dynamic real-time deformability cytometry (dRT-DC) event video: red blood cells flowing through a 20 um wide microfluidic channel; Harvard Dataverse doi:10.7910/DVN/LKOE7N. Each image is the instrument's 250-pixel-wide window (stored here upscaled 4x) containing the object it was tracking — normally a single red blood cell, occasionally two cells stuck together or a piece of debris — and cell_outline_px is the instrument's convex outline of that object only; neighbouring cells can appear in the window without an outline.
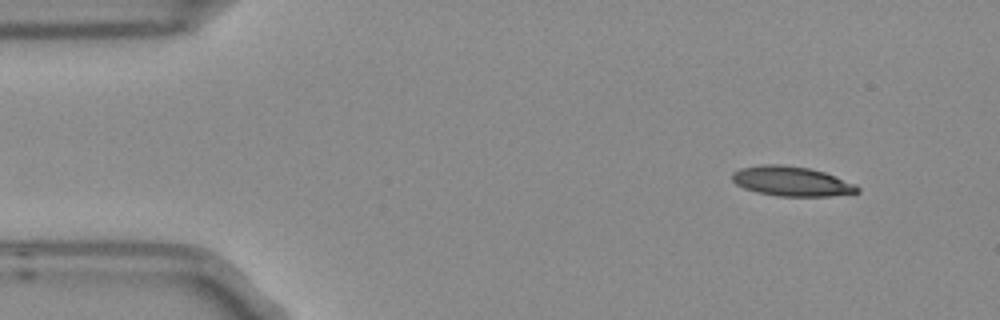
{"species": "Egyptian fruit bat (a non-hibernating species)", "species_latin": "Rousettus aegyptiacus", "temperature_condition": "room temperature", "stored_images_in_passage": 7, "camera_frame_rate_fps": 3000, "um_per_image_px": 0.085, "frame": {"image": 1, "passage_image": 1, "time_ms": 0.0, "image_size_px": [1000, 320], "cell_outline_px": [[860, 192], [828, 196], [780, 196], [756, 192], [744, 188], [736, 184], [732, 180], [732, 172], [740, 168], [764, 164], [780, 164], [808, 168], [824, 172], [856, 184], [860, 188]], "centroid_in_image_um": [67.27, 15.41], "position_along_channel_um": 17.7, "area_um2": 21.62}}
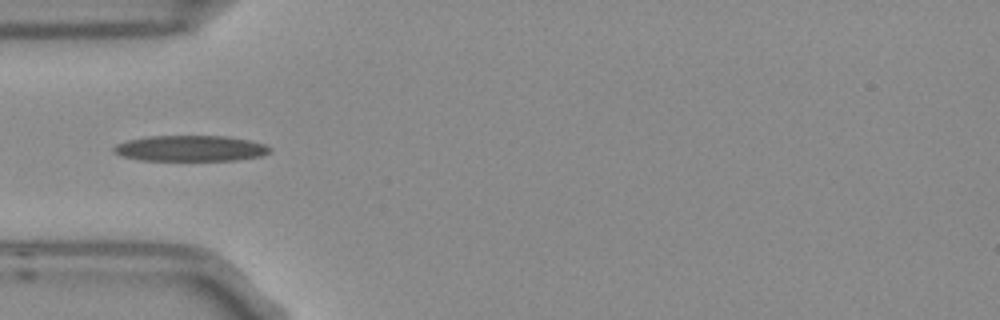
{"frame": {"image": 2, "passage_image": 4, "time_ms": 1.0, "image_size_px": [1000, 320], "cell_outline_px": [[272, 152], [260, 156], [236, 160], [140, 160], [120, 156], [112, 152], [112, 148], [116, 144], [128, 140], [148, 136], [228, 136], [248, 140], [264, 144], [272, 148]], "centroid_in_image_um": [16.17, 12.61], "position_along_channel_um": 68.8, "area_um2": 23.58}}